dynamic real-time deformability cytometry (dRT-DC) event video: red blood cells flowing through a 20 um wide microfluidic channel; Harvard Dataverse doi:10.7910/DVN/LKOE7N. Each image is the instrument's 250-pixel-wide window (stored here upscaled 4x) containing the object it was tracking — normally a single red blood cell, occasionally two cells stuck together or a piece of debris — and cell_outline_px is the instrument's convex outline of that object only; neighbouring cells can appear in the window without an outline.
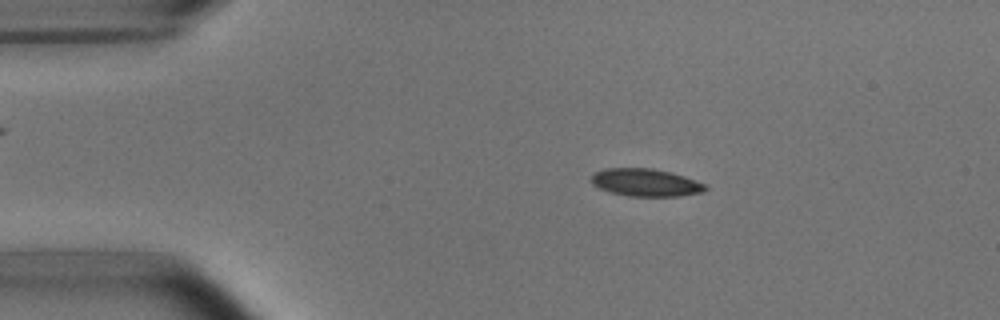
{"species": "common noctule bat (a hibernating species)", "species_latin": "Nyctalus noctula", "temperature_condition": "room temperature", "stored_images_in_passage": 3, "camera_frame_rate_fps": 3000, "um_per_image_px": 0.085, "animal": {"sex": "male", "body_mass_g": 15.6}, "frame": {"image": 1, "passage_image": 2, "time_ms": 1.333, "image_size_px": [1000, 320], "cell_outline_px": [[708, 188], [704, 192], [680, 196], [628, 196], [612, 192], [600, 188], [592, 184], [592, 176], [596, 172], [604, 168], [652, 168], [672, 172], [708, 184]], "centroid_in_image_um": [54.95, 15.51], "position_along_channel_um": 30.1, "area_um2": 18.44}}